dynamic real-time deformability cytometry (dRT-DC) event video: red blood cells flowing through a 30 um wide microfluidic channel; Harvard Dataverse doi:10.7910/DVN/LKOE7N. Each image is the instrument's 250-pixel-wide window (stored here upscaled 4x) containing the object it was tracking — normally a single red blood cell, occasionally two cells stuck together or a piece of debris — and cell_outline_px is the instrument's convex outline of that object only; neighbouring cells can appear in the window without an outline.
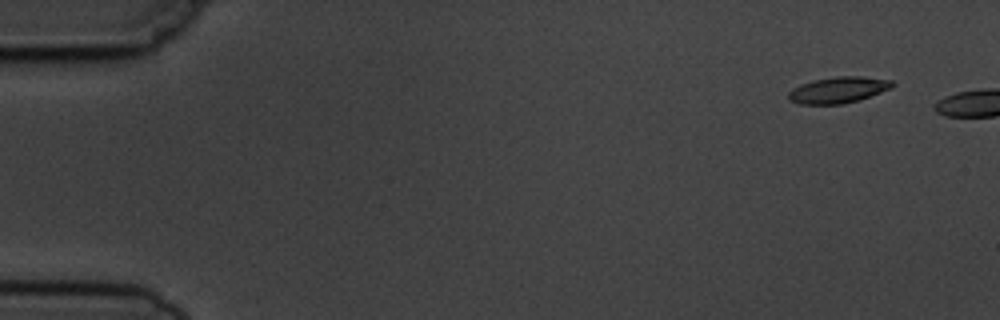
{"species": "common noctule bat (a hibernating species)", "species_latin": "Nyctalus noctula", "temperature_condition": "cold", "stored_images_in_passage": 2, "camera_frame_rate_fps": 3000, "um_per_image_px": 0.085, "animal": {"sex": "male", "body_mass_g": 19.5, "forearm_length_mm": 54.6}, "frame": {"image": 1, "passage_image": 1, "time_ms": 0.0, "image_size_px": [1000, 320], "cell_outline_px": [[896, 84], [892, 88], [860, 100], [840, 104], [800, 104], [788, 100], [788, 92], [792, 88], [800, 84], [812, 80], [836, 76], [860, 76], [892, 80]], "centroid_in_image_um": [71.25, 7.64], "position_along_channel_um": 13.7, "area_um2": 16.07}}